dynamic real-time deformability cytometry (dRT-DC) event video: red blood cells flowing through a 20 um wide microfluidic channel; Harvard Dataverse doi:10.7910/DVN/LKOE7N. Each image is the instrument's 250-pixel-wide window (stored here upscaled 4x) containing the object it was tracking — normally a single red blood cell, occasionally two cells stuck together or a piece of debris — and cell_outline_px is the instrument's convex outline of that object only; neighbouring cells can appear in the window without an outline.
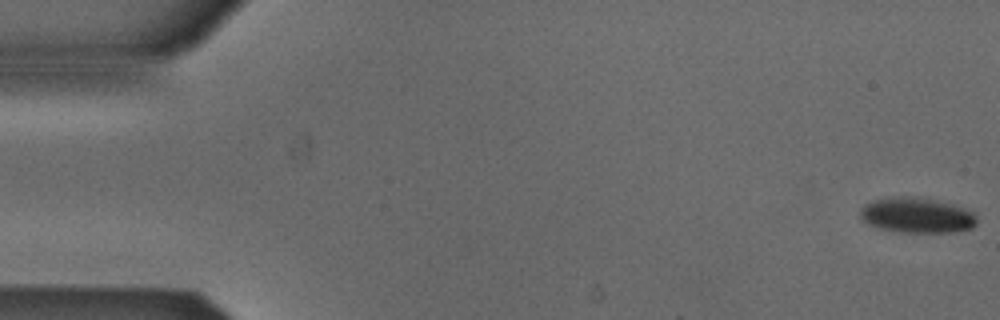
{"species": "Egyptian fruit bat (a non-hibernating species)", "species_latin": "Rousettus aegyptiacus", "temperature_condition": "cold", "stored_images_in_passage": 53, "camera_frame_rate_fps": 3000, "um_per_image_px": 0.085, "animal": {"sex": "male"}, "frame": {"image": 1, "passage_image": 1, "time_ms": 0.0, "image_size_px": [1000, 320], "cell_outline_px": [[976, 224], [972, 228], [956, 232], [904, 232], [880, 228], [868, 224], [860, 220], [860, 208], [864, 204], [876, 200], [900, 196], [916, 196], [936, 200], [952, 204], [976, 212]], "centroid_in_image_um": [77.95, 18.29], "position_along_channel_um": 7.1, "area_um2": 24.1}}
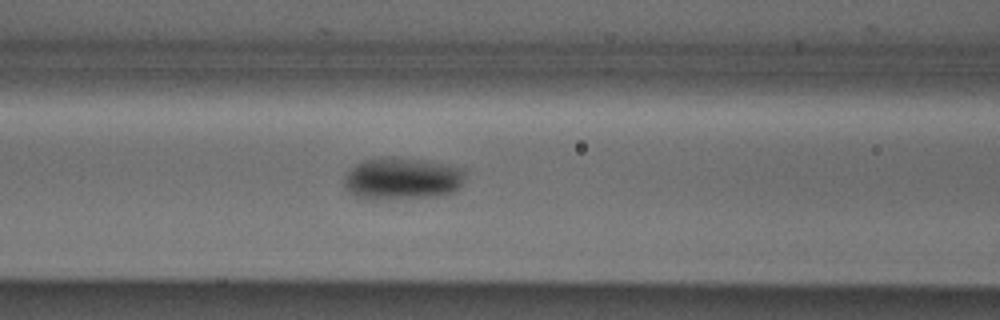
{"frame": {"image": 2, "passage_image": 22, "time_ms": 7.0, "image_size_px": [1000, 320], "cell_outline_px": [[464, 180], [452, 192], [436, 196], [368, 200], [356, 196], [348, 192], [344, 184], [344, 176], [348, 168], [364, 160], [384, 156], [392, 156], [424, 160], [464, 168]], "centroid_in_image_um": [34.11, 15.17], "position_along_channel_um": 132.5, "area_um2": 29.94}}
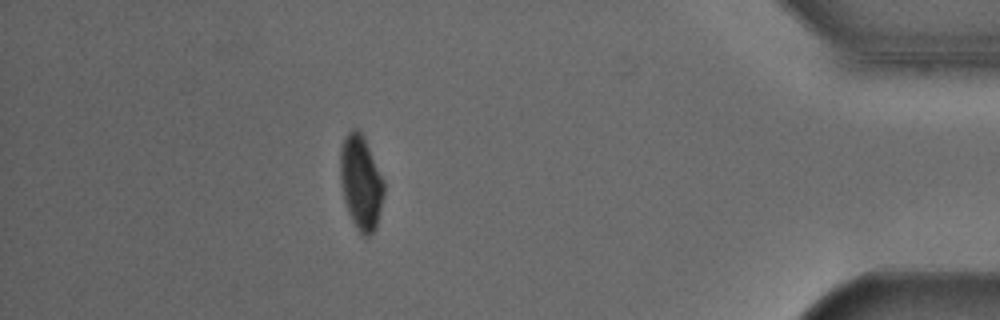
{"frame": {"image": 3, "passage_image": 47, "time_ms": 15.333, "image_size_px": [1000, 320], "cell_outline_px": [[384, 196], [376, 228], [368, 236], [364, 236], [356, 228], [348, 212], [344, 200], [340, 184], [340, 148], [344, 136], [352, 128], [356, 128], [360, 132], [384, 180]], "centroid_in_image_um": [30.66, 15.53], "position_along_channel_um": 404.5, "area_um2": 23.87}, "authors_computed_cell_mechanics": {"area_um2": 25.8944, "velocity_mm_per_s": 3.8675, "shape_relaxation_time_tau1_ms": 5.142, "shape_relaxation_time_tau2_ms": null, "deformation_change_tau1": 0.1031, "deformation_change_tau2": null}}